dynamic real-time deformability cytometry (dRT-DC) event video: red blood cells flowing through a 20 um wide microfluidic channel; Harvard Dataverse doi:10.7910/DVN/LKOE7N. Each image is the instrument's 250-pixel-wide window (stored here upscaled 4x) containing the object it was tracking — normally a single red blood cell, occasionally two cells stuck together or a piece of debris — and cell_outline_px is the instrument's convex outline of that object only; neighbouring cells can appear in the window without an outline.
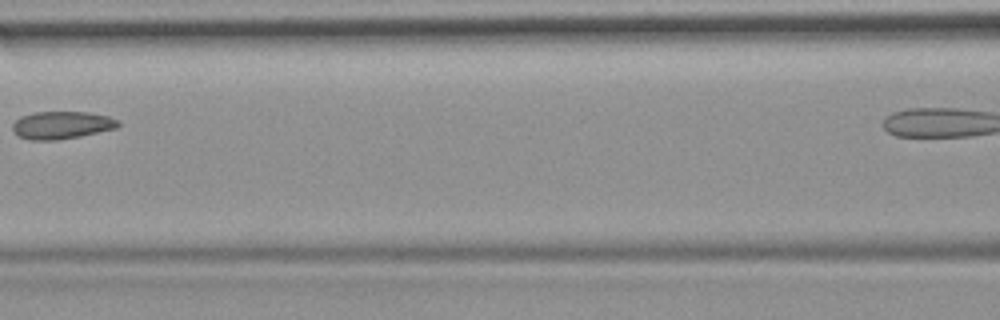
{"species": "common noctule bat (a hibernating species)", "species_latin": "Nyctalus noctula", "temperature_condition": "room temperature", "stored_images_in_passage": 5, "camera_frame_rate_fps": 3000, "um_per_image_px": 0.085, "animal": {"sex": "female", "body_mass_g": 19.9}, "frame": {"image": 1, "passage_image": 3, "time_ms": 2.667, "image_size_px": [1000, 320], "cell_outline_px": [[120, 124], [116, 128], [80, 136], [56, 140], [32, 140], [20, 136], [12, 132], [12, 124], [20, 116], [32, 112], [88, 112], [108, 116], [120, 120]], "centroid_in_image_um": [5.23, 10.62], "position_along_channel_um": 161.4, "area_um2": 17.05}}
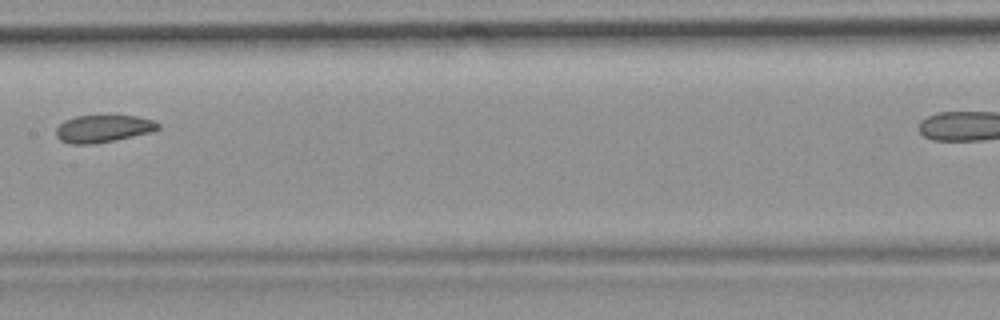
{"frame": {"image": 2, "passage_image": 4, "time_ms": 3.667, "image_size_px": [1000, 320], "cell_outline_px": [[160, 128], [152, 132], [116, 140], [96, 144], [72, 144], [60, 140], [56, 136], [56, 128], [64, 120], [76, 116], [136, 116], [152, 120], [160, 124]], "centroid_in_image_um": [8.76, 10.95], "position_along_channel_um": 198.6, "area_um2": 16.3}}